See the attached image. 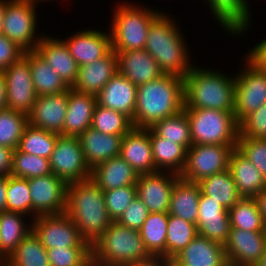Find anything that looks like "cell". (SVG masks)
<instances>
[{
    "instance_id": "1",
    "label": "cell",
    "mask_w": 266,
    "mask_h": 266,
    "mask_svg": "<svg viewBox=\"0 0 266 266\" xmlns=\"http://www.w3.org/2000/svg\"><path fill=\"white\" fill-rule=\"evenodd\" d=\"M185 106L184 79L166 75L137 86L133 127L150 128L155 122L173 116Z\"/></svg>"
},
{
    "instance_id": "2",
    "label": "cell",
    "mask_w": 266,
    "mask_h": 266,
    "mask_svg": "<svg viewBox=\"0 0 266 266\" xmlns=\"http://www.w3.org/2000/svg\"><path fill=\"white\" fill-rule=\"evenodd\" d=\"M65 213L90 245L113 222L105 205L104 191L91 179L68 184Z\"/></svg>"
},
{
    "instance_id": "3",
    "label": "cell",
    "mask_w": 266,
    "mask_h": 266,
    "mask_svg": "<svg viewBox=\"0 0 266 266\" xmlns=\"http://www.w3.org/2000/svg\"><path fill=\"white\" fill-rule=\"evenodd\" d=\"M169 17L160 14L150 25L145 50L156 60L163 74L184 79L193 66L189 64L184 39Z\"/></svg>"
},
{
    "instance_id": "4",
    "label": "cell",
    "mask_w": 266,
    "mask_h": 266,
    "mask_svg": "<svg viewBox=\"0 0 266 266\" xmlns=\"http://www.w3.org/2000/svg\"><path fill=\"white\" fill-rule=\"evenodd\" d=\"M192 67L184 77V108L234 112L235 77Z\"/></svg>"
},
{
    "instance_id": "5",
    "label": "cell",
    "mask_w": 266,
    "mask_h": 266,
    "mask_svg": "<svg viewBox=\"0 0 266 266\" xmlns=\"http://www.w3.org/2000/svg\"><path fill=\"white\" fill-rule=\"evenodd\" d=\"M92 259L109 266H132L151 261L139 230L113 221L107 230L91 245Z\"/></svg>"
},
{
    "instance_id": "6",
    "label": "cell",
    "mask_w": 266,
    "mask_h": 266,
    "mask_svg": "<svg viewBox=\"0 0 266 266\" xmlns=\"http://www.w3.org/2000/svg\"><path fill=\"white\" fill-rule=\"evenodd\" d=\"M192 145H237L239 123L234 112L184 108Z\"/></svg>"
},
{
    "instance_id": "7",
    "label": "cell",
    "mask_w": 266,
    "mask_h": 266,
    "mask_svg": "<svg viewBox=\"0 0 266 266\" xmlns=\"http://www.w3.org/2000/svg\"><path fill=\"white\" fill-rule=\"evenodd\" d=\"M131 4H122L115 10L111 34L114 51L145 49L148 29L161 14Z\"/></svg>"
},
{
    "instance_id": "8",
    "label": "cell",
    "mask_w": 266,
    "mask_h": 266,
    "mask_svg": "<svg viewBox=\"0 0 266 266\" xmlns=\"http://www.w3.org/2000/svg\"><path fill=\"white\" fill-rule=\"evenodd\" d=\"M36 5L31 0H6L3 26L0 33L17 43L25 51L35 50L41 37L34 38Z\"/></svg>"
},
{
    "instance_id": "9",
    "label": "cell",
    "mask_w": 266,
    "mask_h": 266,
    "mask_svg": "<svg viewBox=\"0 0 266 266\" xmlns=\"http://www.w3.org/2000/svg\"><path fill=\"white\" fill-rule=\"evenodd\" d=\"M237 145H192L187 149L186 163L179 175L190 182L212 176L229 169L232 151Z\"/></svg>"
},
{
    "instance_id": "10",
    "label": "cell",
    "mask_w": 266,
    "mask_h": 266,
    "mask_svg": "<svg viewBox=\"0 0 266 266\" xmlns=\"http://www.w3.org/2000/svg\"><path fill=\"white\" fill-rule=\"evenodd\" d=\"M31 222L32 231L46 249L67 247H91L74 221L66 214L40 215Z\"/></svg>"
},
{
    "instance_id": "11",
    "label": "cell",
    "mask_w": 266,
    "mask_h": 266,
    "mask_svg": "<svg viewBox=\"0 0 266 266\" xmlns=\"http://www.w3.org/2000/svg\"><path fill=\"white\" fill-rule=\"evenodd\" d=\"M49 162L52 173L67 184L90 179L91 170L76 136L59 135Z\"/></svg>"
},
{
    "instance_id": "12",
    "label": "cell",
    "mask_w": 266,
    "mask_h": 266,
    "mask_svg": "<svg viewBox=\"0 0 266 266\" xmlns=\"http://www.w3.org/2000/svg\"><path fill=\"white\" fill-rule=\"evenodd\" d=\"M246 62V69L235 77L234 116L238 123L266 103V72L248 58Z\"/></svg>"
},
{
    "instance_id": "13",
    "label": "cell",
    "mask_w": 266,
    "mask_h": 266,
    "mask_svg": "<svg viewBox=\"0 0 266 266\" xmlns=\"http://www.w3.org/2000/svg\"><path fill=\"white\" fill-rule=\"evenodd\" d=\"M33 215H55L66 211L68 184L53 173L28 179Z\"/></svg>"
},
{
    "instance_id": "14",
    "label": "cell",
    "mask_w": 266,
    "mask_h": 266,
    "mask_svg": "<svg viewBox=\"0 0 266 266\" xmlns=\"http://www.w3.org/2000/svg\"><path fill=\"white\" fill-rule=\"evenodd\" d=\"M3 72L8 108L28 114L37 98L29 61L23 56Z\"/></svg>"
},
{
    "instance_id": "15",
    "label": "cell",
    "mask_w": 266,
    "mask_h": 266,
    "mask_svg": "<svg viewBox=\"0 0 266 266\" xmlns=\"http://www.w3.org/2000/svg\"><path fill=\"white\" fill-rule=\"evenodd\" d=\"M224 249L230 266H255L266 251V231L231 228Z\"/></svg>"
},
{
    "instance_id": "16",
    "label": "cell",
    "mask_w": 266,
    "mask_h": 266,
    "mask_svg": "<svg viewBox=\"0 0 266 266\" xmlns=\"http://www.w3.org/2000/svg\"><path fill=\"white\" fill-rule=\"evenodd\" d=\"M157 171L139 174L136 189L137 196L146 205L150 213H168L170 197L179 174L168 172L167 175ZM165 174V175H164Z\"/></svg>"
},
{
    "instance_id": "17",
    "label": "cell",
    "mask_w": 266,
    "mask_h": 266,
    "mask_svg": "<svg viewBox=\"0 0 266 266\" xmlns=\"http://www.w3.org/2000/svg\"><path fill=\"white\" fill-rule=\"evenodd\" d=\"M69 89L59 94L37 96L32 110L27 114L31 126L63 135L68 108Z\"/></svg>"
},
{
    "instance_id": "18",
    "label": "cell",
    "mask_w": 266,
    "mask_h": 266,
    "mask_svg": "<svg viewBox=\"0 0 266 266\" xmlns=\"http://www.w3.org/2000/svg\"><path fill=\"white\" fill-rule=\"evenodd\" d=\"M196 228L198 235L224 246L231 229L228 210L201 193Z\"/></svg>"
},
{
    "instance_id": "19",
    "label": "cell",
    "mask_w": 266,
    "mask_h": 266,
    "mask_svg": "<svg viewBox=\"0 0 266 266\" xmlns=\"http://www.w3.org/2000/svg\"><path fill=\"white\" fill-rule=\"evenodd\" d=\"M97 104L127 116L132 124L137 99V86L117 71L96 95Z\"/></svg>"
},
{
    "instance_id": "20",
    "label": "cell",
    "mask_w": 266,
    "mask_h": 266,
    "mask_svg": "<svg viewBox=\"0 0 266 266\" xmlns=\"http://www.w3.org/2000/svg\"><path fill=\"white\" fill-rule=\"evenodd\" d=\"M120 156L139 174L154 173L149 128L132 127L121 140Z\"/></svg>"
},
{
    "instance_id": "21",
    "label": "cell",
    "mask_w": 266,
    "mask_h": 266,
    "mask_svg": "<svg viewBox=\"0 0 266 266\" xmlns=\"http://www.w3.org/2000/svg\"><path fill=\"white\" fill-rule=\"evenodd\" d=\"M117 71V54L111 49L99 60L79 66L77 80L71 88L80 93L97 95Z\"/></svg>"
},
{
    "instance_id": "22",
    "label": "cell",
    "mask_w": 266,
    "mask_h": 266,
    "mask_svg": "<svg viewBox=\"0 0 266 266\" xmlns=\"http://www.w3.org/2000/svg\"><path fill=\"white\" fill-rule=\"evenodd\" d=\"M172 266H227L224 246L197 235L171 261Z\"/></svg>"
},
{
    "instance_id": "23",
    "label": "cell",
    "mask_w": 266,
    "mask_h": 266,
    "mask_svg": "<svg viewBox=\"0 0 266 266\" xmlns=\"http://www.w3.org/2000/svg\"><path fill=\"white\" fill-rule=\"evenodd\" d=\"M78 66L93 63L104 57L111 48V34L98 30H85L63 40Z\"/></svg>"
},
{
    "instance_id": "24",
    "label": "cell",
    "mask_w": 266,
    "mask_h": 266,
    "mask_svg": "<svg viewBox=\"0 0 266 266\" xmlns=\"http://www.w3.org/2000/svg\"><path fill=\"white\" fill-rule=\"evenodd\" d=\"M115 53L118 59V71L136 86L163 75L156 60L145 49L115 51Z\"/></svg>"
},
{
    "instance_id": "25",
    "label": "cell",
    "mask_w": 266,
    "mask_h": 266,
    "mask_svg": "<svg viewBox=\"0 0 266 266\" xmlns=\"http://www.w3.org/2000/svg\"><path fill=\"white\" fill-rule=\"evenodd\" d=\"M78 138L90 170L106 160L120 156L121 135L104 134L91 127Z\"/></svg>"
},
{
    "instance_id": "26",
    "label": "cell",
    "mask_w": 266,
    "mask_h": 266,
    "mask_svg": "<svg viewBox=\"0 0 266 266\" xmlns=\"http://www.w3.org/2000/svg\"><path fill=\"white\" fill-rule=\"evenodd\" d=\"M35 50L69 87L73 86L77 80L79 66L64 41L41 36Z\"/></svg>"
},
{
    "instance_id": "27",
    "label": "cell",
    "mask_w": 266,
    "mask_h": 266,
    "mask_svg": "<svg viewBox=\"0 0 266 266\" xmlns=\"http://www.w3.org/2000/svg\"><path fill=\"white\" fill-rule=\"evenodd\" d=\"M96 104V95L80 93L70 87L63 136L78 137L91 128Z\"/></svg>"
},
{
    "instance_id": "28",
    "label": "cell",
    "mask_w": 266,
    "mask_h": 266,
    "mask_svg": "<svg viewBox=\"0 0 266 266\" xmlns=\"http://www.w3.org/2000/svg\"><path fill=\"white\" fill-rule=\"evenodd\" d=\"M229 171L241 197L255 198L266 188L261 172L237 148L231 153Z\"/></svg>"
},
{
    "instance_id": "29",
    "label": "cell",
    "mask_w": 266,
    "mask_h": 266,
    "mask_svg": "<svg viewBox=\"0 0 266 266\" xmlns=\"http://www.w3.org/2000/svg\"><path fill=\"white\" fill-rule=\"evenodd\" d=\"M90 179L103 191H108L136 185L138 174L121 156H117L95 166L91 170Z\"/></svg>"
},
{
    "instance_id": "30",
    "label": "cell",
    "mask_w": 266,
    "mask_h": 266,
    "mask_svg": "<svg viewBox=\"0 0 266 266\" xmlns=\"http://www.w3.org/2000/svg\"><path fill=\"white\" fill-rule=\"evenodd\" d=\"M200 196L201 190L198 183L180 177L172 189L168 214L196 224Z\"/></svg>"
},
{
    "instance_id": "31",
    "label": "cell",
    "mask_w": 266,
    "mask_h": 266,
    "mask_svg": "<svg viewBox=\"0 0 266 266\" xmlns=\"http://www.w3.org/2000/svg\"><path fill=\"white\" fill-rule=\"evenodd\" d=\"M207 3H210L209 6L216 20L228 32L242 34L250 24L249 12L251 11L246 0H207Z\"/></svg>"
},
{
    "instance_id": "32",
    "label": "cell",
    "mask_w": 266,
    "mask_h": 266,
    "mask_svg": "<svg viewBox=\"0 0 266 266\" xmlns=\"http://www.w3.org/2000/svg\"><path fill=\"white\" fill-rule=\"evenodd\" d=\"M24 57L30 63L37 96L59 94L70 88L36 50L26 51Z\"/></svg>"
},
{
    "instance_id": "33",
    "label": "cell",
    "mask_w": 266,
    "mask_h": 266,
    "mask_svg": "<svg viewBox=\"0 0 266 266\" xmlns=\"http://www.w3.org/2000/svg\"><path fill=\"white\" fill-rule=\"evenodd\" d=\"M149 137L156 169L163 172L164 168L168 171L170 169V172L180 175L186 163L187 149L183 145L157 136L150 128Z\"/></svg>"
},
{
    "instance_id": "34",
    "label": "cell",
    "mask_w": 266,
    "mask_h": 266,
    "mask_svg": "<svg viewBox=\"0 0 266 266\" xmlns=\"http://www.w3.org/2000/svg\"><path fill=\"white\" fill-rule=\"evenodd\" d=\"M17 212H0V261L4 263L20 242L32 231ZM28 226V227H27Z\"/></svg>"
},
{
    "instance_id": "35",
    "label": "cell",
    "mask_w": 266,
    "mask_h": 266,
    "mask_svg": "<svg viewBox=\"0 0 266 266\" xmlns=\"http://www.w3.org/2000/svg\"><path fill=\"white\" fill-rule=\"evenodd\" d=\"M197 183L202 194L211 197L227 210L242 198L229 169L206 177Z\"/></svg>"
},
{
    "instance_id": "36",
    "label": "cell",
    "mask_w": 266,
    "mask_h": 266,
    "mask_svg": "<svg viewBox=\"0 0 266 266\" xmlns=\"http://www.w3.org/2000/svg\"><path fill=\"white\" fill-rule=\"evenodd\" d=\"M168 213H149L139 229L145 248L153 258L166 260Z\"/></svg>"
},
{
    "instance_id": "37",
    "label": "cell",
    "mask_w": 266,
    "mask_h": 266,
    "mask_svg": "<svg viewBox=\"0 0 266 266\" xmlns=\"http://www.w3.org/2000/svg\"><path fill=\"white\" fill-rule=\"evenodd\" d=\"M5 266H50L46 248L31 231L3 263Z\"/></svg>"
},
{
    "instance_id": "38",
    "label": "cell",
    "mask_w": 266,
    "mask_h": 266,
    "mask_svg": "<svg viewBox=\"0 0 266 266\" xmlns=\"http://www.w3.org/2000/svg\"><path fill=\"white\" fill-rule=\"evenodd\" d=\"M197 235L196 224L169 215L166 235V260L172 261Z\"/></svg>"
},
{
    "instance_id": "39",
    "label": "cell",
    "mask_w": 266,
    "mask_h": 266,
    "mask_svg": "<svg viewBox=\"0 0 266 266\" xmlns=\"http://www.w3.org/2000/svg\"><path fill=\"white\" fill-rule=\"evenodd\" d=\"M231 228L246 231H266L262 215L255 198L242 197L228 210Z\"/></svg>"
},
{
    "instance_id": "40",
    "label": "cell",
    "mask_w": 266,
    "mask_h": 266,
    "mask_svg": "<svg viewBox=\"0 0 266 266\" xmlns=\"http://www.w3.org/2000/svg\"><path fill=\"white\" fill-rule=\"evenodd\" d=\"M150 129L157 136L183 145L186 149L192 146L189 119L185 110L155 122Z\"/></svg>"
},
{
    "instance_id": "41",
    "label": "cell",
    "mask_w": 266,
    "mask_h": 266,
    "mask_svg": "<svg viewBox=\"0 0 266 266\" xmlns=\"http://www.w3.org/2000/svg\"><path fill=\"white\" fill-rule=\"evenodd\" d=\"M58 136L56 133L28 124L20 138L17 149L27 154L49 159Z\"/></svg>"
},
{
    "instance_id": "42",
    "label": "cell",
    "mask_w": 266,
    "mask_h": 266,
    "mask_svg": "<svg viewBox=\"0 0 266 266\" xmlns=\"http://www.w3.org/2000/svg\"><path fill=\"white\" fill-rule=\"evenodd\" d=\"M28 115L12 109L0 111V146L17 149L28 125Z\"/></svg>"
},
{
    "instance_id": "43",
    "label": "cell",
    "mask_w": 266,
    "mask_h": 266,
    "mask_svg": "<svg viewBox=\"0 0 266 266\" xmlns=\"http://www.w3.org/2000/svg\"><path fill=\"white\" fill-rule=\"evenodd\" d=\"M52 174L49 159L27 154L15 149L12 155L10 175L32 179Z\"/></svg>"
},
{
    "instance_id": "44",
    "label": "cell",
    "mask_w": 266,
    "mask_h": 266,
    "mask_svg": "<svg viewBox=\"0 0 266 266\" xmlns=\"http://www.w3.org/2000/svg\"><path fill=\"white\" fill-rule=\"evenodd\" d=\"M91 127L104 134L121 135L123 137L133 125L124 114L96 104Z\"/></svg>"
},
{
    "instance_id": "45",
    "label": "cell",
    "mask_w": 266,
    "mask_h": 266,
    "mask_svg": "<svg viewBox=\"0 0 266 266\" xmlns=\"http://www.w3.org/2000/svg\"><path fill=\"white\" fill-rule=\"evenodd\" d=\"M6 211L27 215L31 213L28 179L8 175Z\"/></svg>"
},
{
    "instance_id": "46",
    "label": "cell",
    "mask_w": 266,
    "mask_h": 266,
    "mask_svg": "<svg viewBox=\"0 0 266 266\" xmlns=\"http://www.w3.org/2000/svg\"><path fill=\"white\" fill-rule=\"evenodd\" d=\"M50 266H85L92 259L91 247L46 249Z\"/></svg>"
},
{
    "instance_id": "47",
    "label": "cell",
    "mask_w": 266,
    "mask_h": 266,
    "mask_svg": "<svg viewBox=\"0 0 266 266\" xmlns=\"http://www.w3.org/2000/svg\"><path fill=\"white\" fill-rule=\"evenodd\" d=\"M136 197V185H127L104 191L105 205L110 218L117 221Z\"/></svg>"
},
{
    "instance_id": "48",
    "label": "cell",
    "mask_w": 266,
    "mask_h": 266,
    "mask_svg": "<svg viewBox=\"0 0 266 266\" xmlns=\"http://www.w3.org/2000/svg\"><path fill=\"white\" fill-rule=\"evenodd\" d=\"M236 148L266 179V139L244 137L239 134Z\"/></svg>"
},
{
    "instance_id": "49",
    "label": "cell",
    "mask_w": 266,
    "mask_h": 266,
    "mask_svg": "<svg viewBox=\"0 0 266 266\" xmlns=\"http://www.w3.org/2000/svg\"><path fill=\"white\" fill-rule=\"evenodd\" d=\"M239 134L244 137L266 139V103L239 123Z\"/></svg>"
},
{
    "instance_id": "50",
    "label": "cell",
    "mask_w": 266,
    "mask_h": 266,
    "mask_svg": "<svg viewBox=\"0 0 266 266\" xmlns=\"http://www.w3.org/2000/svg\"><path fill=\"white\" fill-rule=\"evenodd\" d=\"M149 210L137 196L117 220L120 225L139 230L149 215Z\"/></svg>"
},
{
    "instance_id": "51",
    "label": "cell",
    "mask_w": 266,
    "mask_h": 266,
    "mask_svg": "<svg viewBox=\"0 0 266 266\" xmlns=\"http://www.w3.org/2000/svg\"><path fill=\"white\" fill-rule=\"evenodd\" d=\"M25 52L17 43L0 33V70L8 68L20 60Z\"/></svg>"
},
{
    "instance_id": "52",
    "label": "cell",
    "mask_w": 266,
    "mask_h": 266,
    "mask_svg": "<svg viewBox=\"0 0 266 266\" xmlns=\"http://www.w3.org/2000/svg\"><path fill=\"white\" fill-rule=\"evenodd\" d=\"M247 58L259 69L266 72V39L255 45Z\"/></svg>"
},
{
    "instance_id": "53",
    "label": "cell",
    "mask_w": 266,
    "mask_h": 266,
    "mask_svg": "<svg viewBox=\"0 0 266 266\" xmlns=\"http://www.w3.org/2000/svg\"><path fill=\"white\" fill-rule=\"evenodd\" d=\"M14 149L0 146V176L10 175Z\"/></svg>"
},
{
    "instance_id": "54",
    "label": "cell",
    "mask_w": 266,
    "mask_h": 266,
    "mask_svg": "<svg viewBox=\"0 0 266 266\" xmlns=\"http://www.w3.org/2000/svg\"><path fill=\"white\" fill-rule=\"evenodd\" d=\"M8 176H0V212L6 211Z\"/></svg>"
},
{
    "instance_id": "55",
    "label": "cell",
    "mask_w": 266,
    "mask_h": 266,
    "mask_svg": "<svg viewBox=\"0 0 266 266\" xmlns=\"http://www.w3.org/2000/svg\"><path fill=\"white\" fill-rule=\"evenodd\" d=\"M6 81L3 70H0V111L7 109Z\"/></svg>"
},
{
    "instance_id": "56",
    "label": "cell",
    "mask_w": 266,
    "mask_h": 266,
    "mask_svg": "<svg viewBox=\"0 0 266 266\" xmlns=\"http://www.w3.org/2000/svg\"><path fill=\"white\" fill-rule=\"evenodd\" d=\"M263 222L266 226V188L255 197Z\"/></svg>"
},
{
    "instance_id": "57",
    "label": "cell",
    "mask_w": 266,
    "mask_h": 266,
    "mask_svg": "<svg viewBox=\"0 0 266 266\" xmlns=\"http://www.w3.org/2000/svg\"><path fill=\"white\" fill-rule=\"evenodd\" d=\"M132 266H172L171 261L163 258H153L151 261L140 263Z\"/></svg>"
},
{
    "instance_id": "58",
    "label": "cell",
    "mask_w": 266,
    "mask_h": 266,
    "mask_svg": "<svg viewBox=\"0 0 266 266\" xmlns=\"http://www.w3.org/2000/svg\"><path fill=\"white\" fill-rule=\"evenodd\" d=\"M5 8H6V1L0 0V32H1L2 26H3V18H4Z\"/></svg>"
},
{
    "instance_id": "59",
    "label": "cell",
    "mask_w": 266,
    "mask_h": 266,
    "mask_svg": "<svg viewBox=\"0 0 266 266\" xmlns=\"http://www.w3.org/2000/svg\"><path fill=\"white\" fill-rule=\"evenodd\" d=\"M255 266H266V251H265V254L261 257V259Z\"/></svg>"
},
{
    "instance_id": "60",
    "label": "cell",
    "mask_w": 266,
    "mask_h": 266,
    "mask_svg": "<svg viewBox=\"0 0 266 266\" xmlns=\"http://www.w3.org/2000/svg\"><path fill=\"white\" fill-rule=\"evenodd\" d=\"M85 266H109V265H104V264L95 262L93 259H91Z\"/></svg>"
},
{
    "instance_id": "61",
    "label": "cell",
    "mask_w": 266,
    "mask_h": 266,
    "mask_svg": "<svg viewBox=\"0 0 266 266\" xmlns=\"http://www.w3.org/2000/svg\"><path fill=\"white\" fill-rule=\"evenodd\" d=\"M31 1H33L34 3H35V2H39V0H31ZM40 1H41V0H40ZM42 1H43V0H42Z\"/></svg>"
}]
</instances>
